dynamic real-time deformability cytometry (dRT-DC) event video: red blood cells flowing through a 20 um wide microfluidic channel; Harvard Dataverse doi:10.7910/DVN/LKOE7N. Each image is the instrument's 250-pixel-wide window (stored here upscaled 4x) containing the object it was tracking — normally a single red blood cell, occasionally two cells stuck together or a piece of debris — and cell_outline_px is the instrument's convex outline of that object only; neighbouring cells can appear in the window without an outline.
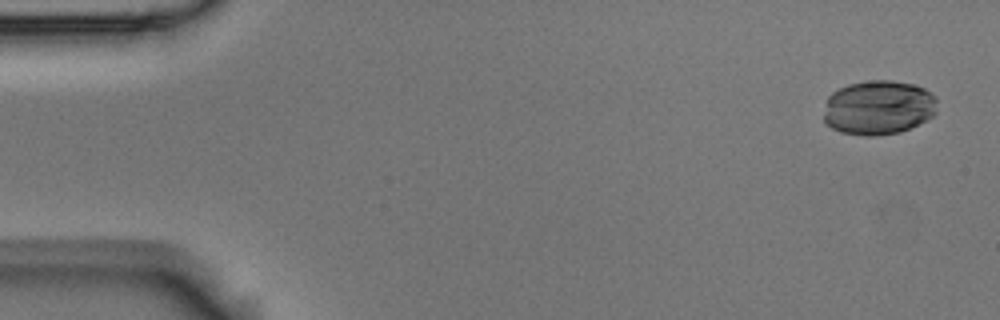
{"species": "Egyptian fruit bat (a non-hibernating species)", "species_latin": "Rousettus aegyptiacus", "temperature_condition": "room temperature", "stored_images_in_passage": 4, "camera_frame_rate_fps": 3000, "um_per_image_px": 0.085, "animal": {"sex": "male"}, "frame": {"image": 1, "passage_image": 1, "time_ms": 0.0, "image_size_px": [1000, 320], "cell_outline_px": [[936, 112], [932, 116], [900, 132], [876, 136], [864, 136], [840, 132], [832, 128], [824, 120], [824, 116], [828, 96], [832, 92], [848, 84], [868, 80], [892, 80], [916, 84], [924, 88], [936, 96]], "centroid_in_image_um": [74.67, 9.13], "position_along_channel_um": 10.3, "area_um2": 36.07}}